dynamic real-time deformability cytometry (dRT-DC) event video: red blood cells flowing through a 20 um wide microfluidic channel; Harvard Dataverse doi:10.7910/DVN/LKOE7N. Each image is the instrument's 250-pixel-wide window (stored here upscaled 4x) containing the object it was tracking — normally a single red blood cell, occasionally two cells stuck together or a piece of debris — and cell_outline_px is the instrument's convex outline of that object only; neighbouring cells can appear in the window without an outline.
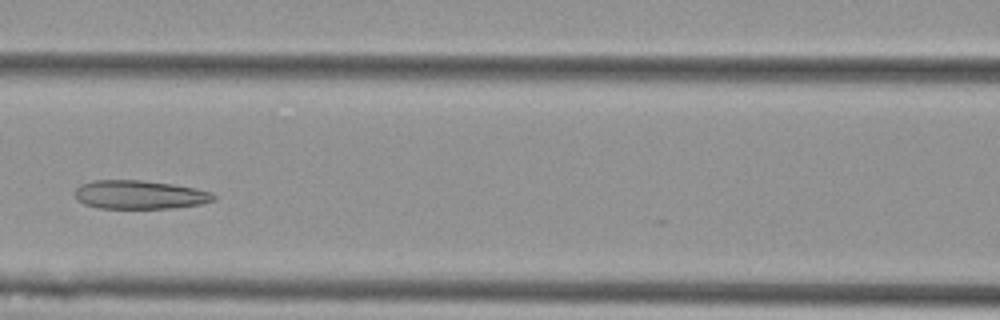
{"species": "Egyptian fruit bat (a non-hibernating species)", "species_latin": "Rousettus aegyptiacus", "temperature_condition": "cold", "stored_images_in_passage": 4, "camera_frame_rate_fps": 3000, "um_per_image_px": 0.085, "animal": {"sex": "female"}, "frame": {"image": 1, "passage_image": 4, "time_ms": 1.0, "image_size_px": [1000, 320], "cell_outline_px": [[216, 200], [200, 204], [172, 208], [100, 208], [84, 204], [76, 200], [76, 188], [80, 184], [96, 180], [140, 180], [172, 184], [196, 188], [212, 192], [216, 196]], "centroid_in_image_um": [11.89, 16.55], "position_along_channel_um": 154.7, "area_um2": 23.18}}